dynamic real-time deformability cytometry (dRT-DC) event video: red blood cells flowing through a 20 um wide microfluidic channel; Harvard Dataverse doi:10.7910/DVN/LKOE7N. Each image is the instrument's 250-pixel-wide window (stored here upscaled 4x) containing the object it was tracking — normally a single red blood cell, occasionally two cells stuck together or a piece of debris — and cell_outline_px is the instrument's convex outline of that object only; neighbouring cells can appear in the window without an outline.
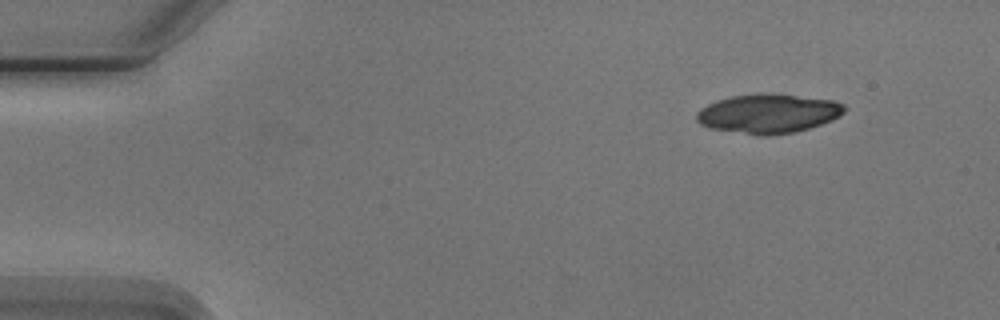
{"species": "Egyptian fruit bat (a non-hibernating species)", "species_latin": "Rousettus aegyptiacus", "temperature_condition": "cold", "stored_images_in_passage": 5, "camera_frame_rate_fps": 3000, "um_per_image_px": 0.085, "animal": {"sex": "male"}, "frame": {"image": 1, "passage_image": 1, "time_ms": 0.0, "image_size_px": [1000, 320], "cell_outline_px": [[844, 112], [840, 116], [832, 120], [808, 128], [792, 132], [768, 136], [760, 136], [712, 128], [700, 124], [696, 120], [696, 112], [700, 108], [716, 100], [732, 96], [792, 96], [832, 100], [844, 104]], "centroid_in_image_um": [65.27, 9.7], "position_along_channel_um": 19.7, "area_um2": 32.66}}